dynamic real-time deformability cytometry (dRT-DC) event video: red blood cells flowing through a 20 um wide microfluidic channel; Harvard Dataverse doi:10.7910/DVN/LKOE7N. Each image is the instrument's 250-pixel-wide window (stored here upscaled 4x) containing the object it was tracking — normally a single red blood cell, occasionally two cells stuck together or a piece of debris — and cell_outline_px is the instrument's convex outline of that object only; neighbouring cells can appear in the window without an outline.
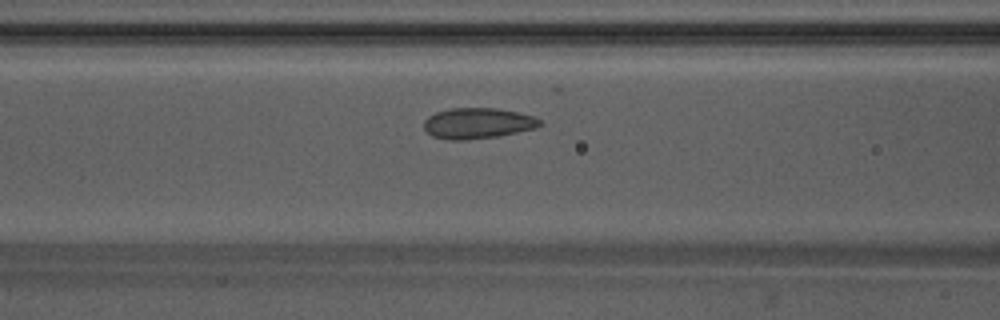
{"species": "Egyptian fruit bat (a non-hibernating species)", "species_latin": "Rousettus aegyptiacus", "temperature_condition": "warm", "stored_images_in_passage": 34, "camera_frame_rate_fps": 3000, "um_per_image_px": 0.085, "animal": {"sex": "male"}, "frame": {"image": 1, "passage_image": 7, "time_ms": 2.0, "image_size_px": [1000, 320], "cell_outline_px": [[544, 124], [536, 128], [496, 136], [464, 140], [448, 140], [432, 136], [424, 128], [424, 120], [428, 116], [436, 112], [452, 108], [496, 108], [536, 116]], "centroid_in_image_um": [40.61, 10.47], "position_along_channel_um": 126.0, "area_um2": 20.75}}
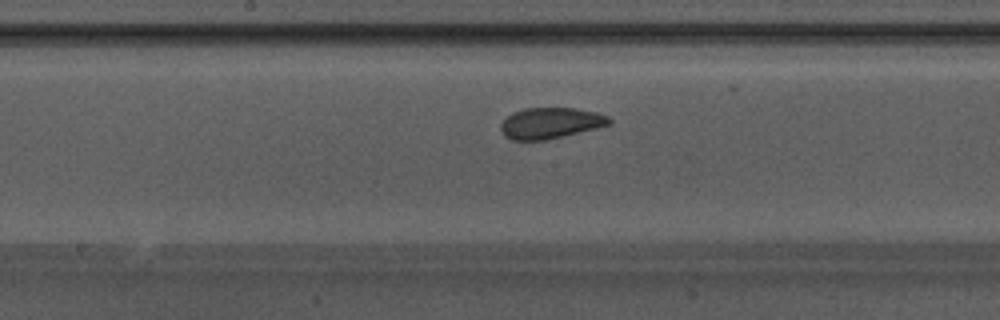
{"frame": {"image": 2, "passage_image": 13, "time_ms": 4.0, "image_size_px": [1000, 320], "cell_outline_px": [[612, 124], [564, 136], [544, 140], [512, 140], [504, 136], [500, 128], [500, 124], [512, 112], [524, 108], [576, 108], [596, 112], [608, 116], [612, 120]], "centroid_in_image_um": [46.79, 10.46], "position_along_channel_um": 201.4, "area_um2": 19.65}}
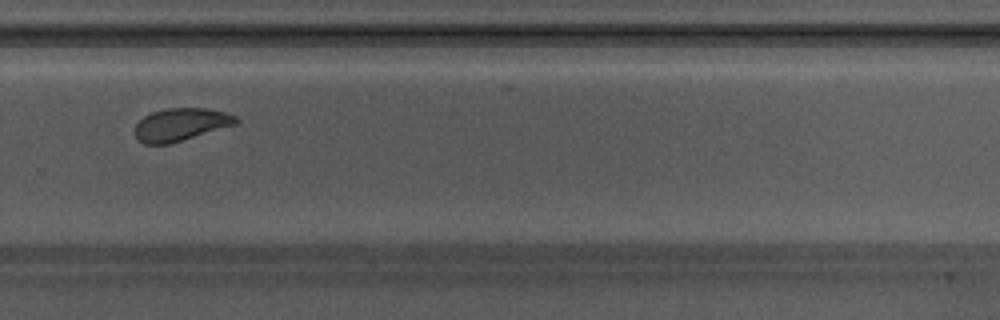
{"frame": {"image": 3, "passage_image": 22, "time_ms": 7.0, "image_size_px": [1000, 320], "cell_outline_px": [[240, 120], [236, 124], [168, 144], [144, 144], [136, 140], [132, 132], [136, 124], [144, 116], [152, 112], [168, 108], [208, 108], [224, 112], [236, 116]], "centroid_in_image_um": [15.31, 10.59], "position_along_channel_um": 314.5, "area_um2": 19.31}, "authors_computed_cell_mechanics": {"area_um2": 20.0277, "velocity_mm_per_s": 3.781, "shape_relaxation_time_tau1_ms": null, "shape_relaxation_time_tau2_ms": 0.8146, "deformation_change_tau1": null, "deformation_change_tau2": 0.0532}}